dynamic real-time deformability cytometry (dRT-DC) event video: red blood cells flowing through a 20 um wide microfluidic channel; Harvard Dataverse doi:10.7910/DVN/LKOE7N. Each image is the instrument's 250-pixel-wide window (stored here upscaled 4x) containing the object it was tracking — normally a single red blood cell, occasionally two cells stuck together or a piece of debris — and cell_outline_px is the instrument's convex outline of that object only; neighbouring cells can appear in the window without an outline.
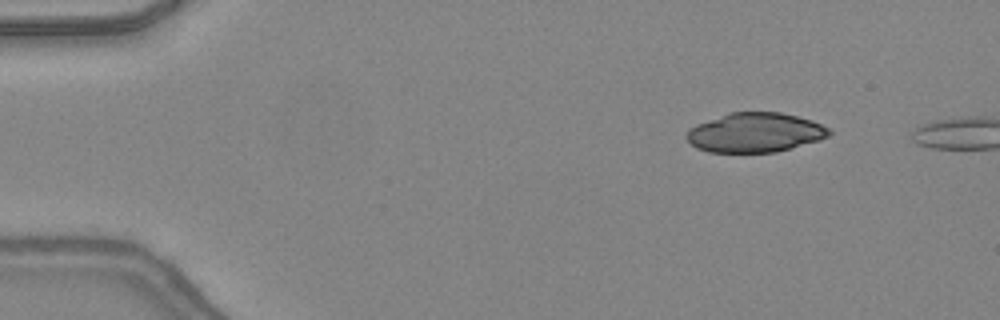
{"species": "common noctule bat (a hibernating species)", "species_latin": "Nyctalus noctula", "temperature_condition": "warm", "stored_images_in_passage": 3, "camera_frame_rate_fps": 3000, "um_per_image_px": 0.085, "animal": {"sex": "female", "body_mass_g": 24.6, "forearm_length_mm": 56.2}, "frame": {"image": 1, "passage_image": 1, "time_ms": 0.0, "image_size_px": [1000, 320], "cell_outline_px": [[832, 132], [828, 136], [820, 140], [776, 152], [708, 152], [696, 148], [684, 136], [688, 128], [696, 124], [728, 112], [780, 112], [812, 120], [828, 128]], "centroid_in_image_um": [64.15, 11.26], "position_along_channel_um": 20.9, "area_um2": 32.89}}